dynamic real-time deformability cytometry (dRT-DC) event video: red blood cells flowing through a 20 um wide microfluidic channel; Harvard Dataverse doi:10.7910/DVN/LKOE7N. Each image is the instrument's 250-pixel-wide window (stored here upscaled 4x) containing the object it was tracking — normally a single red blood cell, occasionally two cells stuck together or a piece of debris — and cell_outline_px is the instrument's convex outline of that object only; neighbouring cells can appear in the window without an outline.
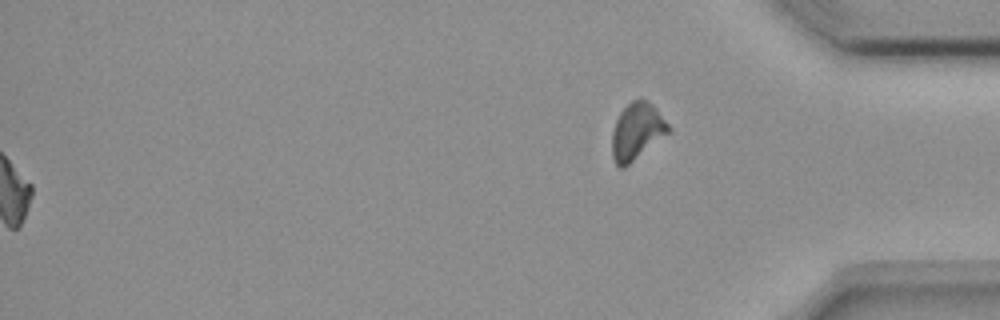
{"species": "common noctule bat (a hibernating species)", "species_latin": "Nyctalus noctula", "temperature_condition": "room temperature", "stored_images_in_passage": 56, "segment_of_instrument_passage": [2, 2], "camera_frame_rate_fps": 3000, "um_per_image_px": 0.085, "animal": {"sex": "female", "body_mass_g": 18.4}, "frame": {"image": 1, "passage_image": 56, "time_ms": 18.333, "image_size_px": [1000, 320], "cell_outline_px": [[672, 128], [668, 132], [624, 168], [620, 168], [616, 164], [612, 156], [612, 132], [616, 120], [620, 112], [632, 100], [640, 96], [652, 104], [656, 108]], "centroid_in_image_um": [54.12, 11.13], "position_along_channel_um": 381.1, "area_um2": 18.5}}